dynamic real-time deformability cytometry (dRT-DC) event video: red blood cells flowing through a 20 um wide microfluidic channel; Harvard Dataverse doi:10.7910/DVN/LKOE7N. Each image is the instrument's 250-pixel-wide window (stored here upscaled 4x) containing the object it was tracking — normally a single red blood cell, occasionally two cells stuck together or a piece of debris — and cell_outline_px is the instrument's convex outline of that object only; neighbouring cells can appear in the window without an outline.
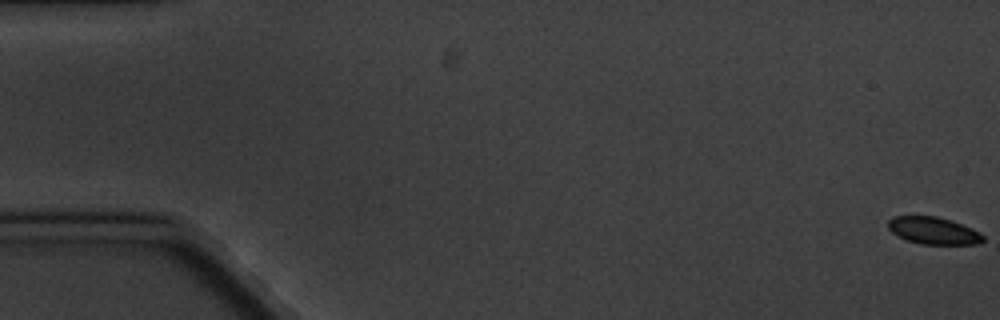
{"species": "common noctule bat (a hibernating species)", "species_latin": "Nyctalus noctula", "temperature_condition": "cold", "stored_images_in_passage": 5, "segment_of_instrument_passage": [2, 2], "camera_frame_rate_fps": 3000, "um_per_image_px": 0.085, "animal": {"sex": "male", "body_mass_g": 20.1, "forearm_length_mm": 53.5}, "frame": {"image": 1, "passage_image": 5, "time_ms": 5.667, "image_size_px": [1000, 320], "cell_outline_px": [[984, 240], [976, 244], [920, 244], [908, 240], [892, 232], [888, 228], [888, 220], [892, 216], [936, 216], [952, 220], [972, 228], [980, 232], [984, 236]], "centroid_in_image_um": [79.36, 19.59], "position_along_channel_um": 5.6, "area_um2": 15.03}}